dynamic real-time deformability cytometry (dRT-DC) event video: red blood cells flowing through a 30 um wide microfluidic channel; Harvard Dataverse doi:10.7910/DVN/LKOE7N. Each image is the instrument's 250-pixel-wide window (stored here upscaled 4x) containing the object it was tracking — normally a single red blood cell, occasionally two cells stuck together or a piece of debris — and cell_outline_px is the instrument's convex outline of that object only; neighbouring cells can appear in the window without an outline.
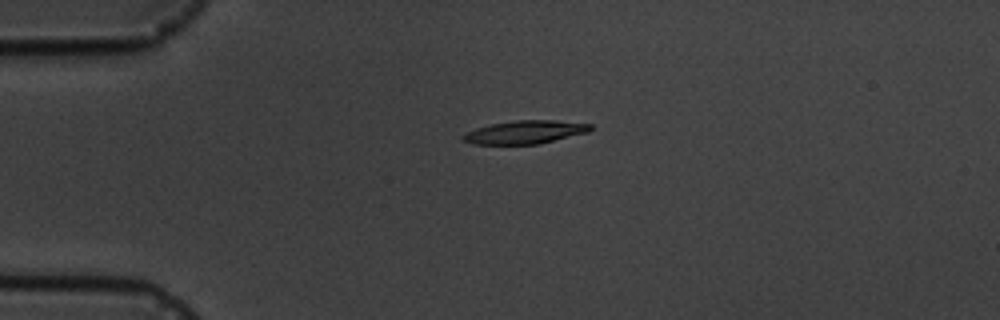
{"species": "common noctule bat (a hibernating species)", "species_latin": "Nyctalus noctula", "temperature_condition": "cold", "stored_images_in_passage": 2, "camera_frame_rate_fps": 3000, "um_per_image_px": 0.085, "animal": {"sex": "male", "body_mass_g": 19.5, "forearm_length_mm": 54.6}, "frame": {"image": 1, "passage_image": 1, "time_ms": 0.0, "image_size_px": [1000, 320], "cell_outline_px": [[592, 128], [588, 132], [536, 144], [472, 144], [460, 140], [460, 136], [476, 128], [492, 124], [516, 120], [556, 120], [592, 124]], "centroid_in_image_um": [44.59, 11.23], "position_along_channel_um": 40.4, "area_um2": 17.11}}